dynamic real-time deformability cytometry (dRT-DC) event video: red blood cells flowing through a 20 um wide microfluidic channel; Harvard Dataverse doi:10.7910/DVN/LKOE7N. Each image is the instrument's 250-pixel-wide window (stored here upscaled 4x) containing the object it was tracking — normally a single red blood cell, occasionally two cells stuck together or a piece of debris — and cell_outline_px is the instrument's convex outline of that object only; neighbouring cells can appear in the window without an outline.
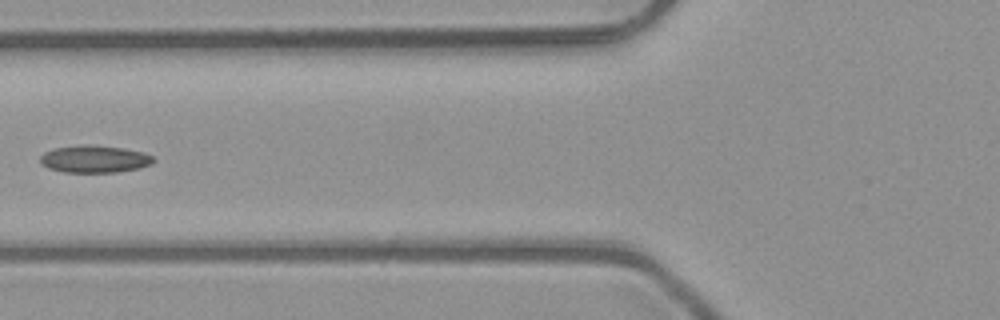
{"species": "common noctule bat (a hibernating species)", "species_latin": "Nyctalus noctula", "temperature_condition": "room temperature", "stored_images_in_passage": 2, "camera_frame_rate_fps": 3000, "um_per_image_px": 0.085, "animal": {"sex": "male", "body_mass_g": 23.1, "forearm_length_mm": 52.7}, "frame": {"image": 1, "passage_image": 2, "time_ms": 0.333, "image_size_px": [1000, 320], "cell_outline_px": [[156, 160], [152, 164], [140, 168], [116, 172], [64, 172], [48, 168], [40, 164], [40, 156], [44, 152], [56, 148], [84, 144], [88, 144], [124, 148], [144, 152], [152, 156]], "centroid_in_image_um": [8.05, 13.51], "position_along_channel_um": 117.8, "area_um2": 18.15}}